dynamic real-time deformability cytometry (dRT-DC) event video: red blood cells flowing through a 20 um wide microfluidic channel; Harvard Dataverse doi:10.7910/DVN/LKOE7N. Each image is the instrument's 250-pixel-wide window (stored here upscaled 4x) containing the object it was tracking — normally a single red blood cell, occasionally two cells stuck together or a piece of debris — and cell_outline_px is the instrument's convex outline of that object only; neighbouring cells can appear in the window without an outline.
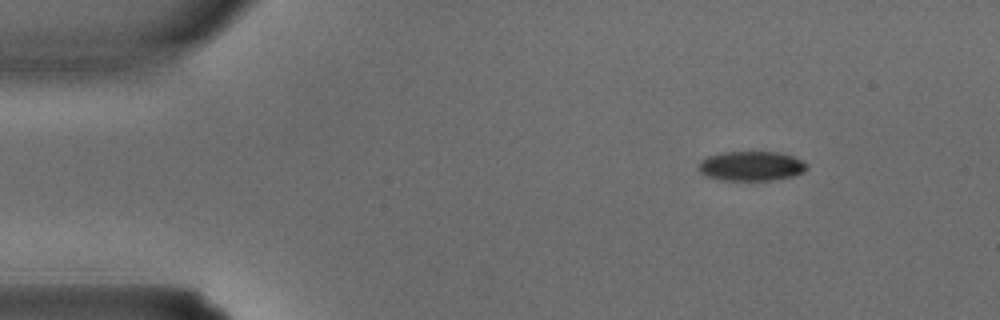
{"species": "common noctule bat (a hibernating species)", "species_latin": "Nyctalus noctula", "temperature_condition": "warm", "stored_images_in_passage": 1, "camera_frame_rate_fps": 3000, "um_per_image_px": 0.085, "animal": {"sex": "male", "body_mass_g": 15.6}, "frame": {"image": 1, "passage_image": 1, "time_ms": 0.0, "image_size_px": [1000, 320], "cell_outline_px": [[808, 168], [804, 172], [792, 176], [772, 180], [724, 180], [708, 176], [700, 172], [700, 160], [708, 156], [724, 152], [780, 152], [792, 156], [808, 164]], "centroid_in_image_um": [63.89, 14.11], "position_along_channel_um": 21.1, "area_um2": 18.5}}